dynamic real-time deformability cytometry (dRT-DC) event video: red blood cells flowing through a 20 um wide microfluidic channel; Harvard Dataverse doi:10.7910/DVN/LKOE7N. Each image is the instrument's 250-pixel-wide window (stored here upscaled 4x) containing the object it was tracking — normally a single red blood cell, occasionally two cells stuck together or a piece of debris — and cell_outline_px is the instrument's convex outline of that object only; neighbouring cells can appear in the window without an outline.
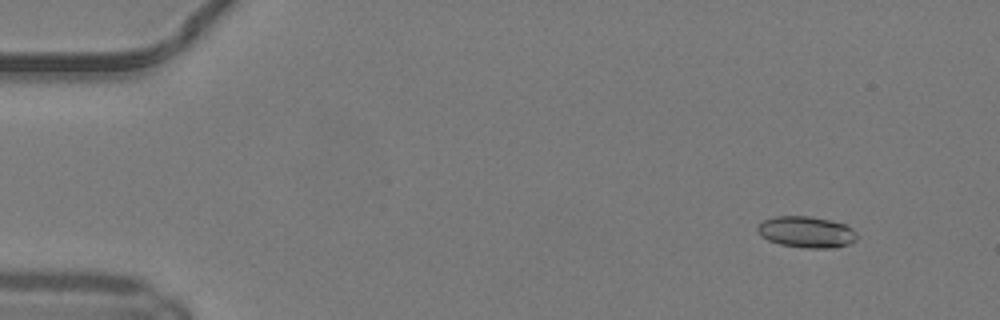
{"species": "common noctule bat (a hibernating species)", "species_latin": "Nyctalus noctula", "temperature_condition": "warm", "stored_images_in_passage": 50, "camera_frame_rate_fps": 3000, "um_per_image_px": 0.085, "animal": {"sex": "male", "body_mass_g": 19.2, "forearm_length_mm": 51.8}, "frame": {"image": 1, "passage_image": 5, "time_ms": 1.333, "image_size_px": [1000, 320], "cell_outline_px": [[856, 240], [848, 244], [836, 248], [804, 248], [780, 244], [768, 240], [760, 236], [756, 228], [764, 220], [776, 216], [812, 216], [844, 224], [852, 228], [856, 232]], "centroid_in_image_um": [68.54, 19.73], "position_along_channel_um": 16.5, "area_um2": 18.15}}
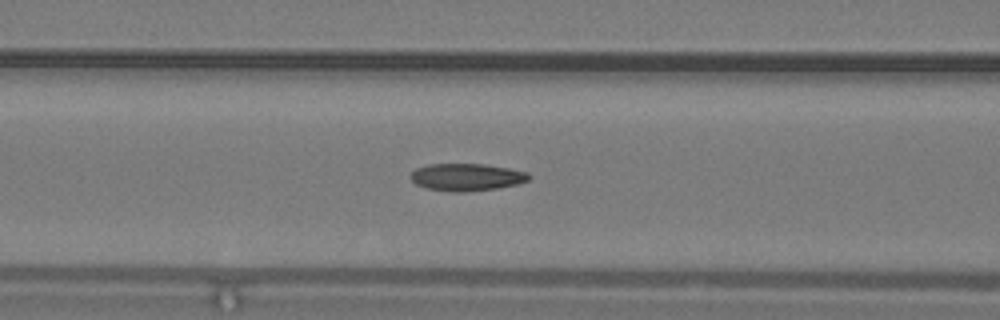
{"frame": {"image": 2, "passage_image": 21, "time_ms": 6.667, "image_size_px": [1000, 320], "cell_outline_px": [[532, 176], [528, 180], [516, 184], [496, 188], [464, 192], [448, 192], [428, 188], [416, 184], [412, 180], [412, 172], [416, 168], [428, 164], [484, 164], [508, 168], [528, 172]], "centroid_in_image_um": [39.67, 15.05], "position_along_channel_um": 126.9, "area_um2": 18.73}}
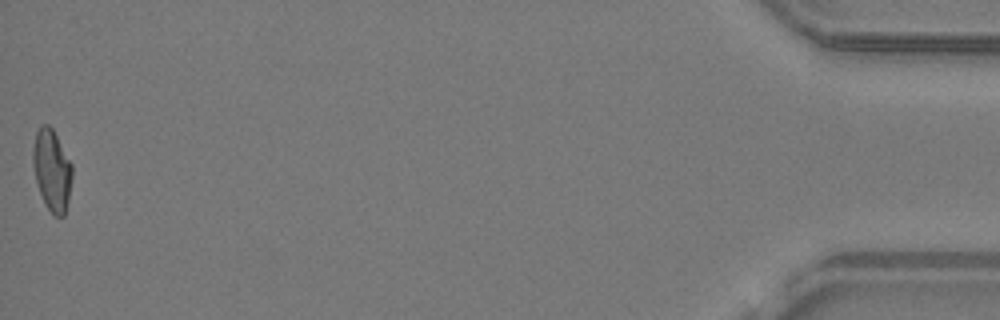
{"frame": {"image": 3, "passage_image": 50, "time_ms": 16.333, "image_size_px": [1000, 320], "cell_outline_px": [[72, 176], [68, 200], [64, 216], [56, 216], [48, 208], [40, 192], [36, 180], [32, 164], [32, 148], [36, 132], [40, 124], [48, 124], [52, 128], [72, 164]], "centroid_in_image_um": [4.4, 14.41], "position_along_channel_um": 430.8, "area_um2": 18.44}, "authors_computed_cell_mechanics": {"area_um2": 18.4382, "velocity_mm_per_s": 4.1666, "shape_relaxation_time_tau1_ms": 8.7621, "shape_relaxation_time_tau2_ms": 2.0239, "deformation_change_tau1": 0.2479, "deformation_change_tau2": 0.0885}}